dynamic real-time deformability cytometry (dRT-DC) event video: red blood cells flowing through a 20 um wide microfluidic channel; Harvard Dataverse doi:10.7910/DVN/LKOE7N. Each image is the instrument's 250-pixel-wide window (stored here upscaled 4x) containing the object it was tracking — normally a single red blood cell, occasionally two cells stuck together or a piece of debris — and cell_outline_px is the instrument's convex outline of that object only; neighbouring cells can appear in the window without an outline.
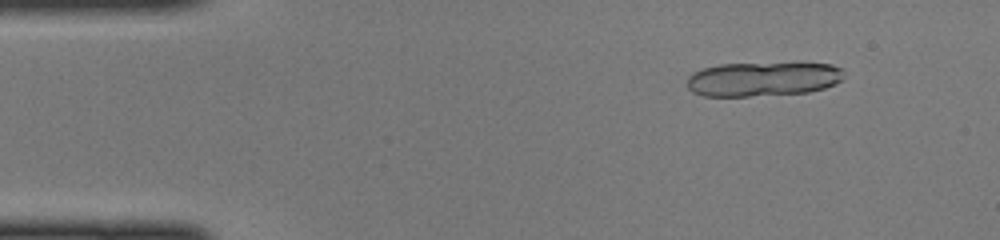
{"species": "common noctule bat (a hibernating species)", "species_latin": "Nyctalus noctula", "temperature_condition": "cold", "stored_images_in_passage": 14, "camera_frame_rate_fps": 3000, "um_per_image_px": 0.085, "animal": {"sex": "female", "body_mass_g": 22.0, "forearm_length_mm": 56.7}, "frame": {"image": 1, "passage_image": 5, "time_ms": 1.333, "image_size_px": [1000, 240], "cell_outline_px": [[844, 76], [836, 84], [824, 88], [808, 92], [748, 96], [704, 96], [692, 92], [688, 88], [688, 76], [692, 72], [704, 68], [720, 64], [832, 64], [844, 68]], "centroid_in_image_um": [64.85, 6.73], "position_along_channel_um": 20.2, "area_um2": 31.15}}